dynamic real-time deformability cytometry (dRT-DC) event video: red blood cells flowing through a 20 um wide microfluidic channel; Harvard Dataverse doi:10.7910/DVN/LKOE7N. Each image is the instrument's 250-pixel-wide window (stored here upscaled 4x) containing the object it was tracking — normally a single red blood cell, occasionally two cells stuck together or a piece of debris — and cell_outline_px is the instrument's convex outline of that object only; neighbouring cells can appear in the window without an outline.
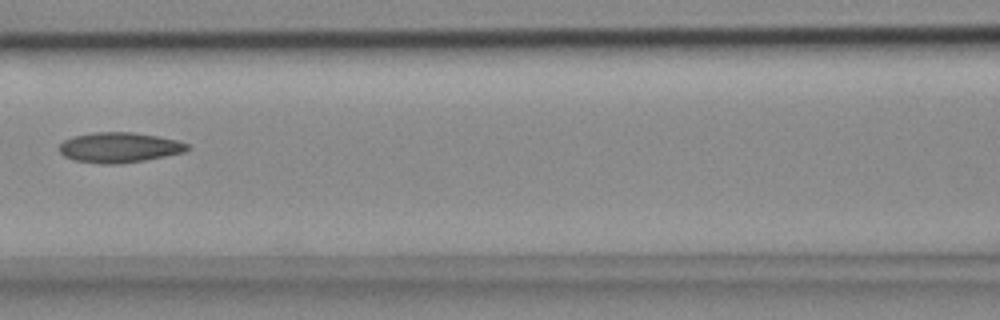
{"species": "common noctule bat (a hibernating species)", "species_latin": "Nyctalus noctula", "temperature_condition": "cold", "stored_images_in_passage": 6, "camera_frame_rate_fps": 3000, "um_per_image_px": 0.085, "animal": {"sex": "female", "body_mass_g": 18.4}, "frame": {"image": 1, "passage_image": 3, "time_ms": 0.667, "image_size_px": [1000, 320], "cell_outline_px": [[188, 148], [184, 152], [144, 160], [120, 164], [100, 164], [76, 160], [64, 156], [60, 152], [60, 144], [64, 140], [72, 136], [92, 132], [132, 132], [156, 136], [176, 140], [188, 144]], "centroid_in_image_um": [10.1, 12.53], "position_along_channel_um": 156.5, "area_um2": 22.37}}
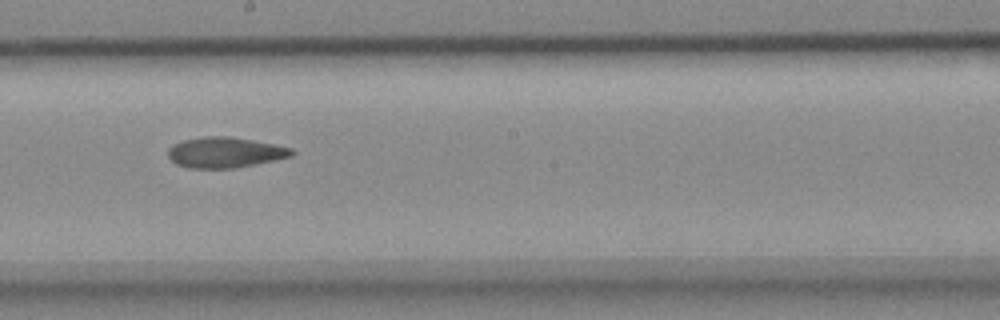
{"frame": {"image": 2, "passage_image": 5, "time_ms": 1.333, "image_size_px": [1000, 320], "cell_outline_px": [[296, 152], [292, 156], [256, 164], [232, 168], [188, 168], [176, 164], [168, 156], [168, 148], [172, 144], [184, 140], [208, 136], [232, 136], [292, 148]], "centroid_in_image_um": [19.12, 12.95], "position_along_channel_um": 229.1, "area_um2": 21.96}}
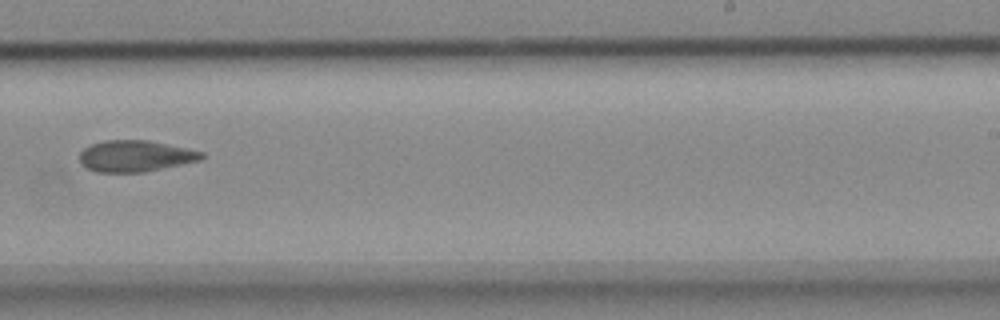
{"frame": {"image": 3, "passage_image": 6, "time_ms": 1.667, "image_size_px": [1000, 320], "cell_outline_px": [[204, 156], [200, 160], [144, 172], [96, 172], [88, 168], [80, 160], [80, 152], [84, 148], [92, 144], [104, 140], [148, 140], [168, 144], [204, 152]], "centroid_in_image_um": [11.51, 13.26], "position_along_channel_um": 277.5, "area_um2": 22.08}}